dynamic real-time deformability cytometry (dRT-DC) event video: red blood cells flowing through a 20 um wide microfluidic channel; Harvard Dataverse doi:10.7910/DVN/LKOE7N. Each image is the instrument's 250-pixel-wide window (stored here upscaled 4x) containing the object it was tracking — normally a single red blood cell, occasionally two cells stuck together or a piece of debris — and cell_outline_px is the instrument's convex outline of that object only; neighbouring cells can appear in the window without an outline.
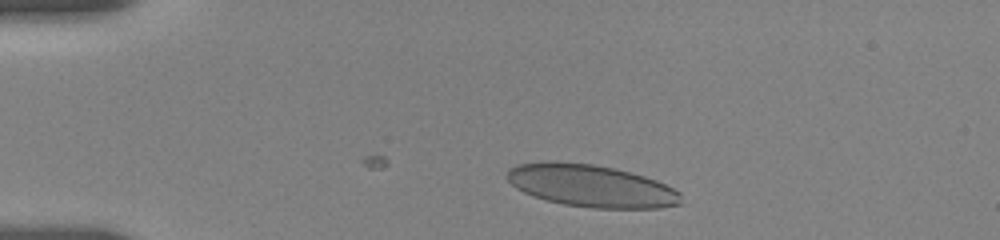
{"species": "human", "species_latin": "Homo sapiens", "temperature_condition": "room temperature", "stored_images_in_passage": 9, "camera_frame_rate_fps": 3000, "um_per_image_px": 0.085, "donor": {"sex": "female"}, "frame": {"image": 1, "passage_image": 3, "time_ms": 1.0, "image_size_px": [1000, 240], "cell_outline_px": [[680, 204], [660, 208], [592, 208], [564, 204], [548, 200], [524, 192], [516, 188], [508, 180], [508, 168], [516, 164], [544, 160], [556, 160], [592, 164], [616, 168], [644, 176], [656, 180], [680, 192]], "centroid_in_image_um": [50.22, 15.77], "position_along_channel_um": 34.8, "area_um2": 42.95}}
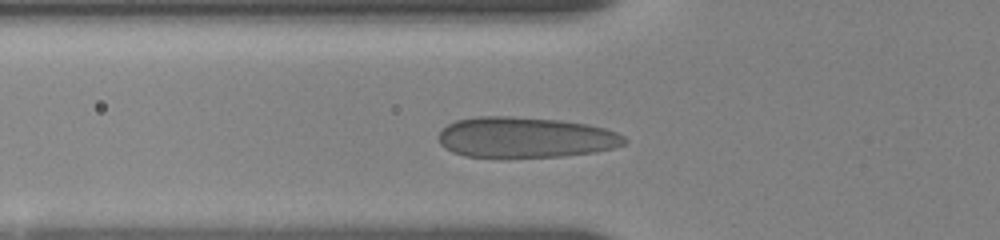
{"frame": {"image": 2, "passage_image": 8, "time_ms": 3.667, "image_size_px": [1000, 240], "cell_outline_px": [[628, 140], [624, 144], [612, 148], [596, 152], [560, 156], [464, 156], [452, 152], [444, 148], [440, 144], [436, 136], [448, 124], [456, 120], [480, 116], [512, 116], [560, 120], [588, 124], [604, 128], [616, 132], [624, 136]], "centroid_in_image_um": [44.64, 11.66], "position_along_channel_um": 81.2, "area_um2": 43.87}}